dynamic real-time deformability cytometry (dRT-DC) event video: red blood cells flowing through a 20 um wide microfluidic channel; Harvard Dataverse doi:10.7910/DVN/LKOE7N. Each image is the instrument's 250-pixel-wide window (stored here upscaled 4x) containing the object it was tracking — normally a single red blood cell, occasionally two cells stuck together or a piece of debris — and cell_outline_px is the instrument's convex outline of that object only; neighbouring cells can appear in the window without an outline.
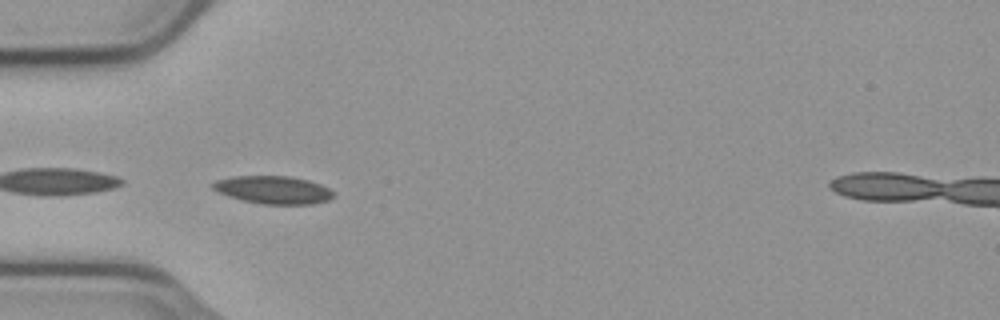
{"species": "common noctule bat (a hibernating species)", "species_latin": "Nyctalus noctula", "temperature_condition": "cold", "stored_images_in_passage": 31, "camera_frame_rate_fps": 3000, "um_per_image_px": 0.085, "animal": {"sex": "male", "body_mass_g": 23.1, "forearm_length_mm": 52.7}, "frame": {"image": 1, "passage_image": 18, "time_ms": 5.667, "image_size_px": [1000, 320], "cell_outline_px": [[336, 196], [328, 200], [312, 204], [260, 204], [240, 200], [228, 196], [212, 188], [208, 184], [216, 180], [232, 176], [288, 176], [308, 180], [320, 184], [328, 188]], "centroid_in_image_um": [23.19, 16.14], "position_along_channel_um": 61.8, "area_um2": 19.71}}
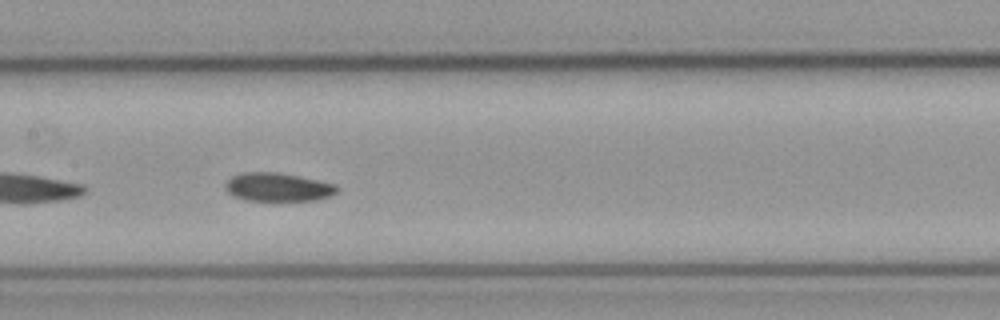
{"frame": {"image": 2, "passage_image": 28, "time_ms": 9.0, "image_size_px": [1000, 320], "cell_outline_px": [[340, 188], [332, 196], [316, 200], [272, 204], [244, 200], [232, 196], [224, 188], [224, 184], [232, 176], [244, 172], [276, 172], [336, 184]], "centroid_in_image_um": [23.6, 15.97], "position_along_channel_um": 183.8, "area_um2": 19.54}}